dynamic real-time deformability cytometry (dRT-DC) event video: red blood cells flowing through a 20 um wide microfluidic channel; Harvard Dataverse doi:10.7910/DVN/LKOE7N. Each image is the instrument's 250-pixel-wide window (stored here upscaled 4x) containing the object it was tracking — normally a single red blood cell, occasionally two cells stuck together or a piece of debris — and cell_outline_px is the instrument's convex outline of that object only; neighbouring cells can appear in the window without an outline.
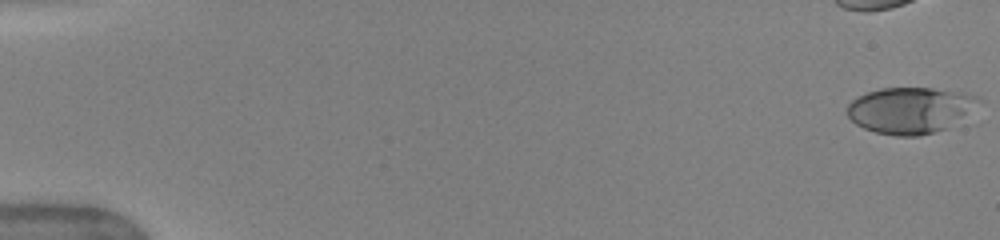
{"species": "human", "species_latin": "Homo sapiens", "temperature_condition": "warm", "stored_images_in_passage": 42, "camera_frame_rate_fps": 3000, "um_per_image_px": 0.085, "donor": {"sex": "female"}, "frame": {"image": 1, "passage_image": 1, "time_ms": 0.0, "image_size_px": [1000, 240], "cell_outline_px": [[984, 100], [948, 128], [920, 136], [896, 136], [876, 132], [864, 128], [856, 124], [848, 116], [848, 104], [856, 96], [880, 88], [932, 88], [960, 92], [980, 96]], "centroid_in_image_um": [77.38, 9.36], "position_along_channel_um": 7.6, "area_um2": 35.37}}